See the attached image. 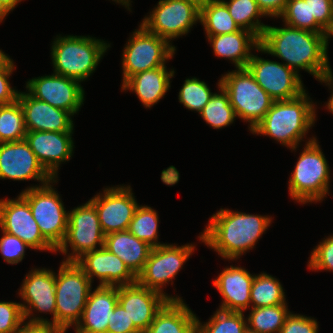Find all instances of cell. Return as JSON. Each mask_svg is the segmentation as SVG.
I'll return each instance as SVG.
<instances>
[{"label":"cell","mask_w":333,"mask_h":333,"mask_svg":"<svg viewBox=\"0 0 333 333\" xmlns=\"http://www.w3.org/2000/svg\"><path fill=\"white\" fill-rule=\"evenodd\" d=\"M285 26L267 25L256 50L277 56L297 74L303 69L318 80L332 71L328 64L326 33Z\"/></svg>","instance_id":"obj_1"},{"label":"cell","mask_w":333,"mask_h":333,"mask_svg":"<svg viewBox=\"0 0 333 333\" xmlns=\"http://www.w3.org/2000/svg\"><path fill=\"white\" fill-rule=\"evenodd\" d=\"M272 218L220 209L199 239L224 259H237L253 248Z\"/></svg>","instance_id":"obj_2"},{"label":"cell","mask_w":333,"mask_h":333,"mask_svg":"<svg viewBox=\"0 0 333 333\" xmlns=\"http://www.w3.org/2000/svg\"><path fill=\"white\" fill-rule=\"evenodd\" d=\"M309 100L304 92L293 99L274 101L252 133L268 135L296 149L316 118L314 105Z\"/></svg>","instance_id":"obj_3"},{"label":"cell","mask_w":333,"mask_h":333,"mask_svg":"<svg viewBox=\"0 0 333 333\" xmlns=\"http://www.w3.org/2000/svg\"><path fill=\"white\" fill-rule=\"evenodd\" d=\"M54 40L51 56L55 74L79 82L86 80L95 71L110 46L89 36H59Z\"/></svg>","instance_id":"obj_4"},{"label":"cell","mask_w":333,"mask_h":333,"mask_svg":"<svg viewBox=\"0 0 333 333\" xmlns=\"http://www.w3.org/2000/svg\"><path fill=\"white\" fill-rule=\"evenodd\" d=\"M289 180L292 199L300 203L321 201L329 190L330 169L316 138L306 142Z\"/></svg>","instance_id":"obj_5"},{"label":"cell","mask_w":333,"mask_h":333,"mask_svg":"<svg viewBox=\"0 0 333 333\" xmlns=\"http://www.w3.org/2000/svg\"><path fill=\"white\" fill-rule=\"evenodd\" d=\"M91 280L76 262L63 261L56 275V326L65 331L80 321Z\"/></svg>","instance_id":"obj_6"},{"label":"cell","mask_w":333,"mask_h":333,"mask_svg":"<svg viewBox=\"0 0 333 333\" xmlns=\"http://www.w3.org/2000/svg\"><path fill=\"white\" fill-rule=\"evenodd\" d=\"M221 87L228 93L236 117L250 122V130L263 119L274 100L257 84L247 68L222 76Z\"/></svg>","instance_id":"obj_7"},{"label":"cell","mask_w":333,"mask_h":333,"mask_svg":"<svg viewBox=\"0 0 333 333\" xmlns=\"http://www.w3.org/2000/svg\"><path fill=\"white\" fill-rule=\"evenodd\" d=\"M50 183L29 187L20 195L28 202L43 237L57 250L67 233L69 212Z\"/></svg>","instance_id":"obj_8"},{"label":"cell","mask_w":333,"mask_h":333,"mask_svg":"<svg viewBox=\"0 0 333 333\" xmlns=\"http://www.w3.org/2000/svg\"><path fill=\"white\" fill-rule=\"evenodd\" d=\"M133 32L123 50V82L131 76L166 66V60L175 54V47L158 35L149 32L142 24Z\"/></svg>","instance_id":"obj_9"},{"label":"cell","mask_w":333,"mask_h":333,"mask_svg":"<svg viewBox=\"0 0 333 333\" xmlns=\"http://www.w3.org/2000/svg\"><path fill=\"white\" fill-rule=\"evenodd\" d=\"M103 233L95 206L88 201L68 213L67 233L57 251L67 254L68 246L73 253L66 261L76 262L85 253L104 247ZM70 244V245H68Z\"/></svg>","instance_id":"obj_10"},{"label":"cell","mask_w":333,"mask_h":333,"mask_svg":"<svg viewBox=\"0 0 333 333\" xmlns=\"http://www.w3.org/2000/svg\"><path fill=\"white\" fill-rule=\"evenodd\" d=\"M194 248V245L190 244L180 247L164 243L152 248L144 269L137 276V282L141 286L160 293L168 301H181L179 296L170 297L164 294L161 288L178 274Z\"/></svg>","instance_id":"obj_11"},{"label":"cell","mask_w":333,"mask_h":333,"mask_svg":"<svg viewBox=\"0 0 333 333\" xmlns=\"http://www.w3.org/2000/svg\"><path fill=\"white\" fill-rule=\"evenodd\" d=\"M200 20V9L186 0H160L142 25L151 33L166 39L169 43L189 32Z\"/></svg>","instance_id":"obj_12"},{"label":"cell","mask_w":333,"mask_h":333,"mask_svg":"<svg viewBox=\"0 0 333 333\" xmlns=\"http://www.w3.org/2000/svg\"><path fill=\"white\" fill-rule=\"evenodd\" d=\"M246 68L274 101L293 99L305 92L299 74L285 64L252 54Z\"/></svg>","instance_id":"obj_13"},{"label":"cell","mask_w":333,"mask_h":333,"mask_svg":"<svg viewBox=\"0 0 333 333\" xmlns=\"http://www.w3.org/2000/svg\"><path fill=\"white\" fill-rule=\"evenodd\" d=\"M131 190L130 186L105 188L104 195L97 194L89 200L95 206L105 235L128 230L139 206Z\"/></svg>","instance_id":"obj_14"},{"label":"cell","mask_w":333,"mask_h":333,"mask_svg":"<svg viewBox=\"0 0 333 333\" xmlns=\"http://www.w3.org/2000/svg\"><path fill=\"white\" fill-rule=\"evenodd\" d=\"M19 295L26 304L21 303L24 320L31 316L32 309L39 312H50L53 320L33 317L29 320L31 324H53L56 326V275L51 270L34 269L29 272L21 285Z\"/></svg>","instance_id":"obj_15"},{"label":"cell","mask_w":333,"mask_h":333,"mask_svg":"<svg viewBox=\"0 0 333 333\" xmlns=\"http://www.w3.org/2000/svg\"><path fill=\"white\" fill-rule=\"evenodd\" d=\"M1 230L17 236L31 249L57 250L43 237L28 202L19 195L17 199H0Z\"/></svg>","instance_id":"obj_16"},{"label":"cell","mask_w":333,"mask_h":333,"mask_svg":"<svg viewBox=\"0 0 333 333\" xmlns=\"http://www.w3.org/2000/svg\"><path fill=\"white\" fill-rule=\"evenodd\" d=\"M79 83L75 79L54 73L29 80L26 88L35 99L74 115L84 101V90Z\"/></svg>","instance_id":"obj_17"},{"label":"cell","mask_w":333,"mask_h":333,"mask_svg":"<svg viewBox=\"0 0 333 333\" xmlns=\"http://www.w3.org/2000/svg\"><path fill=\"white\" fill-rule=\"evenodd\" d=\"M0 178L12 180L36 179L43 185L56 182L39 163L25 139L0 145Z\"/></svg>","instance_id":"obj_18"},{"label":"cell","mask_w":333,"mask_h":333,"mask_svg":"<svg viewBox=\"0 0 333 333\" xmlns=\"http://www.w3.org/2000/svg\"><path fill=\"white\" fill-rule=\"evenodd\" d=\"M167 301L160 293L141 286L138 282L118 287V303L142 333Z\"/></svg>","instance_id":"obj_19"},{"label":"cell","mask_w":333,"mask_h":333,"mask_svg":"<svg viewBox=\"0 0 333 333\" xmlns=\"http://www.w3.org/2000/svg\"><path fill=\"white\" fill-rule=\"evenodd\" d=\"M76 263L92 282L94 276L100 279L102 286H124L137 282V277L126 264L105 247L85 253Z\"/></svg>","instance_id":"obj_20"},{"label":"cell","mask_w":333,"mask_h":333,"mask_svg":"<svg viewBox=\"0 0 333 333\" xmlns=\"http://www.w3.org/2000/svg\"><path fill=\"white\" fill-rule=\"evenodd\" d=\"M73 132L27 131L25 140L39 163L53 177L59 164L69 161L73 152Z\"/></svg>","instance_id":"obj_21"},{"label":"cell","mask_w":333,"mask_h":333,"mask_svg":"<svg viewBox=\"0 0 333 333\" xmlns=\"http://www.w3.org/2000/svg\"><path fill=\"white\" fill-rule=\"evenodd\" d=\"M24 123L27 131L72 132L73 121L70 112L58 109L50 104L37 100L29 93L19 92Z\"/></svg>","instance_id":"obj_22"},{"label":"cell","mask_w":333,"mask_h":333,"mask_svg":"<svg viewBox=\"0 0 333 333\" xmlns=\"http://www.w3.org/2000/svg\"><path fill=\"white\" fill-rule=\"evenodd\" d=\"M118 303V287L99 285L90 291L76 333H107L109 317ZM82 320V321H81Z\"/></svg>","instance_id":"obj_23"},{"label":"cell","mask_w":333,"mask_h":333,"mask_svg":"<svg viewBox=\"0 0 333 333\" xmlns=\"http://www.w3.org/2000/svg\"><path fill=\"white\" fill-rule=\"evenodd\" d=\"M254 275L242 267L225 268L213 285L223 296L219 310L243 312L250 306V291Z\"/></svg>","instance_id":"obj_24"},{"label":"cell","mask_w":333,"mask_h":333,"mask_svg":"<svg viewBox=\"0 0 333 333\" xmlns=\"http://www.w3.org/2000/svg\"><path fill=\"white\" fill-rule=\"evenodd\" d=\"M104 247L123 260L136 277L144 269L152 249L146 242L138 239L128 230L105 235Z\"/></svg>","instance_id":"obj_25"},{"label":"cell","mask_w":333,"mask_h":333,"mask_svg":"<svg viewBox=\"0 0 333 333\" xmlns=\"http://www.w3.org/2000/svg\"><path fill=\"white\" fill-rule=\"evenodd\" d=\"M166 67H158L131 76L122 84V90L130 89L135 92L142 104L150 108L170 88V78L174 76V70L168 72Z\"/></svg>","instance_id":"obj_26"},{"label":"cell","mask_w":333,"mask_h":333,"mask_svg":"<svg viewBox=\"0 0 333 333\" xmlns=\"http://www.w3.org/2000/svg\"><path fill=\"white\" fill-rule=\"evenodd\" d=\"M216 56L233 61L236 68H246L253 47L260 46V39L252 32L240 29L237 32L208 37Z\"/></svg>","instance_id":"obj_27"},{"label":"cell","mask_w":333,"mask_h":333,"mask_svg":"<svg viewBox=\"0 0 333 333\" xmlns=\"http://www.w3.org/2000/svg\"><path fill=\"white\" fill-rule=\"evenodd\" d=\"M143 333H198L197 317L181 301H167Z\"/></svg>","instance_id":"obj_28"},{"label":"cell","mask_w":333,"mask_h":333,"mask_svg":"<svg viewBox=\"0 0 333 333\" xmlns=\"http://www.w3.org/2000/svg\"><path fill=\"white\" fill-rule=\"evenodd\" d=\"M207 37L240 30L227 6L221 0H212L200 10V20Z\"/></svg>","instance_id":"obj_29"},{"label":"cell","mask_w":333,"mask_h":333,"mask_svg":"<svg viewBox=\"0 0 333 333\" xmlns=\"http://www.w3.org/2000/svg\"><path fill=\"white\" fill-rule=\"evenodd\" d=\"M286 304L251 308L246 319L247 328L258 333H280L286 317L290 314Z\"/></svg>","instance_id":"obj_30"},{"label":"cell","mask_w":333,"mask_h":333,"mask_svg":"<svg viewBox=\"0 0 333 333\" xmlns=\"http://www.w3.org/2000/svg\"><path fill=\"white\" fill-rule=\"evenodd\" d=\"M283 287L280 282L266 273L255 275L250 291L252 308L286 304Z\"/></svg>","instance_id":"obj_31"},{"label":"cell","mask_w":333,"mask_h":333,"mask_svg":"<svg viewBox=\"0 0 333 333\" xmlns=\"http://www.w3.org/2000/svg\"><path fill=\"white\" fill-rule=\"evenodd\" d=\"M240 29L248 30L261 39L267 25L260 23L259 17L265 16L256 0H221ZM255 19V20H254ZM255 21V22H254Z\"/></svg>","instance_id":"obj_32"},{"label":"cell","mask_w":333,"mask_h":333,"mask_svg":"<svg viewBox=\"0 0 333 333\" xmlns=\"http://www.w3.org/2000/svg\"><path fill=\"white\" fill-rule=\"evenodd\" d=\"M220 94L214 93L208 103L200 112L202 118L213 128L219 129L233 123L236 118L233 107L230 104L228 93L218 83Z\"/></svg>","instance_id":"obj_33"},{"label":"cell","mask_w":333,"mask_h":333,"mask_svg":"<svg viewBox=\"0 0 333 333\" xmlns=\"http://www.w3.org/2000/svg\"><path fill=\"white\" fill-rule=\"evenodd\" d=\"M27 130L19 100L0 105V137L3 142L25 139Z\"/></svg>","instance_id":"obj_34"},{"label":"cell","mask_w":333,"mask_h":333,"mask_svg":"<svg viewBox=\"0 0 333 333\" xmlns=\"http://www.w3.org/2000/svg\"><path fill=\"white\" fill-rule=\"evenodd\" d=\"M158 215L149 206H138L129 224L128 231L152 248L161 246L158 243Z\"/></svg>","instance_id":"obj_35"},{"label":"cell","mask_w":333,"mask_h":333,"mask_svg":"<svg viewBox=\"0 0 333 333\" xmlns=\"http://www.w3.org/2000/svg\"><path fill=\"white\" fill-rule=\"evenodd\" d=\"M243 312L217 310L215 314L202 325L197 318L198 333H244L247 322Z\"/></svg>","instance_id":"obj_36"},{"label":"cell","mask_w":333,"mask_h":333,"mask_svg":"<svg viewBox=\"0 0 333 333\" xmlns=\"http://www.w3.org/2000/svg\"><path fill=\"white\" fill-rule=\"evenodd\" d=\"M279 17H282L285 25L290 27L326 33L316 20H310L309 0H288Z\"/></svg>","instance_id":"obj_37"},{"label":"cell","mask_w":333,"mask_h":333,"mask_svg":"<svg viewBox=\"0 0 333 333\" xmlns=\"http://www.w3.org/2000/svg\"><path fill=\"white\" fill-rule=\"evenodd\" d=\"M213 95L204 81L194 77L185 80L178 99L187 109L200 113Z\"/></svg>","instance_id":"obj_38"},{"label":"cell","mask_w":333,"mask_h":333,"mask_svg":"<svg viewBox=\"0 0 333 333\" xmlns=\"http://www.w3.org/2000/svg\"><path fill=\"white\" fill-rule=\"evenodd\" d=\"M24 321L21 303L0 302V333H18Z\"/></svg>","instance_id":"obj_39"},{"label":"cell","mask_w":333,"mask_h":333,"mask_svg":"<svg viewBox=\"0 0 333 333\" xmlns=\"http://www.w3.org/2000/svg\"><path fill=\"white\" fill-rule=\"evenodd\" d=\"M3 237L0 239V253L8 264H17L22 261L25 255V249L30 248L17 236L9 234L2 230Z\"/></svg>","instance_id":"obj_40"},{"label":"cell","mask_w":333,"mask_h":333,"mask_svg":"<svg viewBox=\"0 0 333 333\" xmlns=\"http://www.w3.org/2000/svg\"><path fill=\"white\" fill-rule=\"evenodd\" d=\"M308 266L314 271L324 269L333 271V235L313 249Z\"/></svg>","instance_id":"obj_41"},{"label":"cell","mask_w":333,"mask_h":333,"mask_svg":"<svg viewBox=\"0 0 333 333\" xmlns=\"http://www.w3.org/2000/svg\"><path fill=\"white\" fill-rule=\"evenodd\" d=\"M317 321L303 315L290 313L281 327L280 333H318Z\"/></svg>","instance_id":"obj_42"},{"label":"cell","mask_w":333,"mask_h":333,"mask_svg":"<svg viewBox=\"0 0 333 333\" xmlns=\"http://www.w3.org/2000/svg\"><path fill=\"white\" fill-rule=\"evenodd\" d=\"M310 20L327 30L333 20V0H309Z\"/></svg>","instance_id":"obj_43"},{"label":"cell","mask_w":333,"mask_h":333,"mask_svg":"<svg viewBox=\"0 0 333 333\" xmlns=\"http://www.w3.org/2000/svg\"><path fill=\"white\" fill-rule=\"evenodd\" d=\"M140 332L126 313V310L117 303L114 313L109 317L107 333Z\"/></svg>","instance_id":"obj_44"},{"label":"cell","mask_w":333,"mask_h":333,"mask_svg":"<svg viewBox=\"0 0 333 333\" xmlns=\"http://www.w3.org/2000/svg\"><path fill=\"white\" fill-rule=\"evenodd\" d=\"M12 61L7 67L0 68V105L10 104L18 99L19 92L10 87L8 78L15 69Z\"/></svg>","instance_id":"obj_45"},{"label":"cell","mask_w":333,"mask_h":333,"mask_svg":"<svg viewBox=\"0 0 333 333\" xmlns=\"http://www.w3.org/2000/svg\"><path fill=\"white\" fill-rule=\"evenodd\" d=\"M259 9L265 16L279 17L288 0H256Z\"/></svg>","instance_id":"obj_46"},{"label":"cell","mask_w":333,"mask_h":333,"mask_svg":"<svg viewBox=\"0 0 333 333\" xmlns=\"http://www.w3.org/2000/svg\"><path fill=\"white\" fill-rule=\"evenodd\" d=\"M18 333H65V330L53 324L25 323Z\"/></svg>","instance_id":"obj_47"},{"label":"cell","mask_w":333,"mask_h":333,"mask_svg":"<svg viewBox=\"0 0 333 333\" xmlns=\"http://www.w3.org/2000/svg\"><path fill=\"white\" fill-rule=\"evenodd\" d=\"M319 81L320 82H324V83H326V85L328 84L329 86L332 84L330 87L333 88V75H332V71L329 72V73H327L323 77H321L319 79ZM327 109L330 110L331 113H333V92H332V95H331L330 99L328 100Z\"/></svg>","instance_id":"obj_48"},{"label":"cell","mask_w":333,"mask_h":333,"mask_svg":"<svg viewBox=\"0 0 333 333\" xmlns=\"http://www.w3.org/2000/svg\"><path fill=\"white\" fill-rule=\"evenodd\" d=\"M13 60L0 50V68L7 67Z\"/></svg>","instance_id":"obj_49"},{"label":"cell","mask_w":333,"mask_h":333,"mask_svg":"<svg viewBox=\"0 0 333 333\" xmlns=\"http://www.w3.org/2000/svg\"><path fill=\"white\" fill-rule=\"evenodd\" d=\"M20 1L21 0H0V2L5 5L9 11H12Z\"/></svg>","instance_id":"obj_50"},{"label":"cell","mask_w":333,"mask_h":333,"mask_svg":"<svg viewBox=\"0 0 333 333\" xmlns=\"http://www.w3.org/2000/svg\"><path fill=\"white\" fill-rule=\"evenodd\" d=\"M192 4H194L200 10L205 7L212 0H186Z\"/></svg>","instance_id":"obj_51"},{"label":"cell","mask_w":333,"mask_h":333,"mask_svg":"<svg viewBox=\"0 0 333 333\" xmlns=\"http://www.w3.org/2000/svg\"><path fill=\"white\" fill-rule=\"evenodd\" d=\"M10 12L5 5L0 2V22L4 19V17Z\"/></svg>","instance_id":"obj_52"},{"label":"cell","mask_w":333,"mask_h":333,"mask_svg":"<svg viewBox=\"0 0 333 333\" xmlns=\"http://www.w3.org/2000/svg\"><path fill=\"white\" fill-rule=\"evenodd\" d=\"M333 36V20H332V23H331V26L326 30V34H325V37H326V49L328 47V38Z\"/></svg>","instance_id":"obj_53"},{"label":"cell","mask_w":333,"mask_h":333,"mask_svg":"<svg viewBox=\"0 0 333 333\" xmlns=\"http://www.w3.org/2000/svg\"><path fill=\"white\" fill-rule=\"evenodd\" d=\"M113 1H115L117 3H121L122 5H125V7H128V9H130L129 8L130 0H113Z\"/></svg>","instance_id":"obj_54"},{"label":"cell","mask_w":333,"mask_h":333,"mask_svg":"<svg viewBox=\"0 0 333 333\" xmlns=\"http://www.w3.org/2000/svg\"><path fill=\"white\" fill-rule=\"evenodd\" d=\"M244 333H258V332L252 331V330H250V329L247 328V329L244 331Z\"/></svg>","instance_id":"obj_55"}]
</instances>
